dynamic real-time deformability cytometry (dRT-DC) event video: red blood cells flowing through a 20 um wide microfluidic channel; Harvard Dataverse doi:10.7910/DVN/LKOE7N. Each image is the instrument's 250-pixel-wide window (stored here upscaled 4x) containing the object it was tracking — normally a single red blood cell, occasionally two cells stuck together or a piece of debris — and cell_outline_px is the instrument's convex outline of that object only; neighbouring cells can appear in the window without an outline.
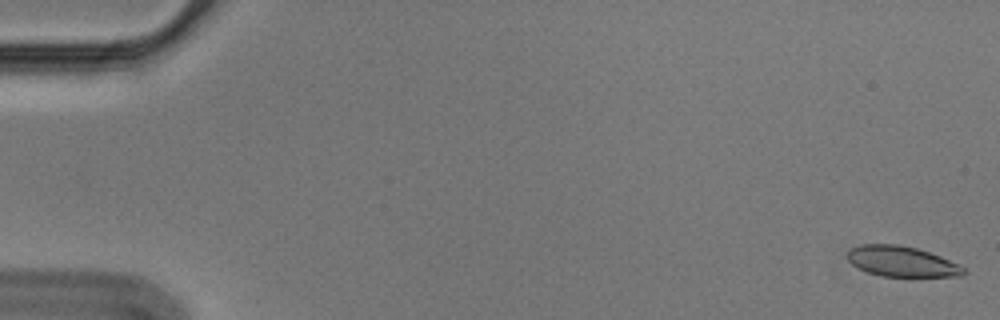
{"species": "Egyptian fruit bat (a non-hibernating species)", "species_latin": "Rousettus aegyptiacus", "temperature_condition": "cold", "stored_images_in_passage": 49, "camera_frame_rate_fps": 3000, "um_per_image_px": 0.085, "animal": {"sex": "male"}, "frame": {"image": 1, "passage_image": 1, "time_ms": 0.0, "image_size_px": [1000, 320], "cell_outline_px": [[968, 272], [960, 276], [884, 276], [868, 272], [852, 264], [848, 260], [848, 252], [852, 248], [860, 244], [900, 244], [916, 248], [940, 256], [964, 268]], "centroid_in_image_um": [76.64, 22.21], "position_along_channel_um": 8.4, "area_um2": 20.29}}
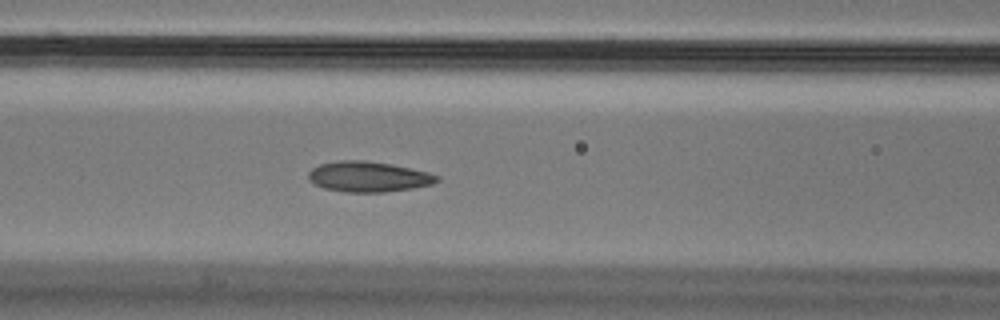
{"frame": {"image": 2, "passage_image": 24, "time_ms": 7.667, "image_size_px": [1000, 320], "cell_outline_px": [[440, 180], [432, 184], [412, 188], [384, 192], [344, 192], [324, 188], [308, 180], [308, 172], [312, 168], [320, 164], [340, 160], [364, 160], [392, 164], [428, 172], [440, 176]], "centroid_in_image_um": [31.31, 15.01], "position_along_channel_um": 135.3, "area_um2": 22.83}}
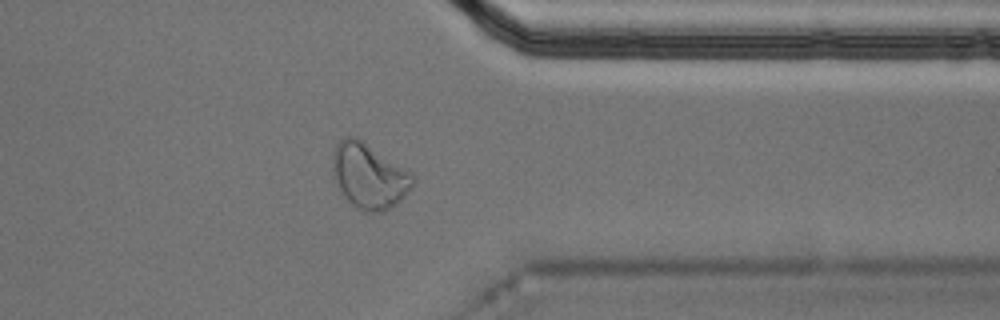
{"frame": {"image": 3, "passage_image": 45, "time_ms": 14.667, "image_size_px": [1000, 320], "cell_outline_px": [[416, 184], [396, 204], [384, 212], [364, 212], [352, 204], [340, 192], [332, 172], [332, 152], [336, 144], [344, 136], [356, 136], [412, 172], [416, 180]], "centroid_in_image_um": [31.37, 14.94], "position_along_channel_um": 380.0, "area_um2": 30.87}, "authors_computed_cell_mechanics": {"area_um2": 21.964, "velocity_mm_per_s": 3.5716, "shape_relaxation_time_tau1_ms": 7.9456, "shape_relaxation_time_tau2_ms": 2.0989, "deformation_change_tau1": 0.181, "deformation_change_tau2": 0.0607}}